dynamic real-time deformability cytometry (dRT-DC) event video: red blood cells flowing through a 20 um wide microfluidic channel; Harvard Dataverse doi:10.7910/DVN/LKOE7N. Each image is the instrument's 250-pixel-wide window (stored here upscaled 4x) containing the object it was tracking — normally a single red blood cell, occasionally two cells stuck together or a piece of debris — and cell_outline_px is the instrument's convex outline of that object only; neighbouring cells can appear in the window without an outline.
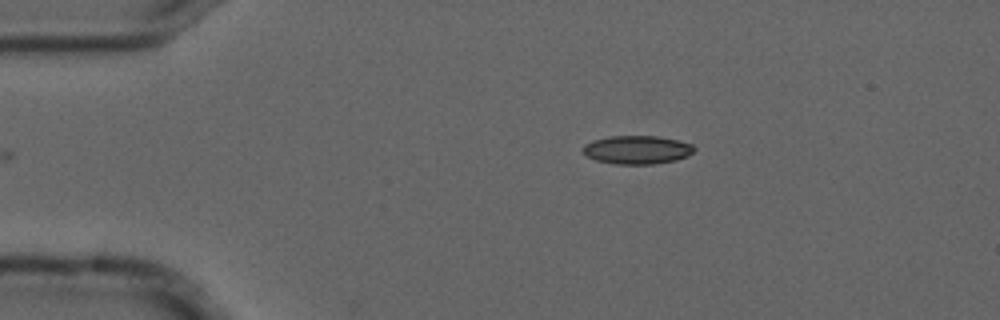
{"species": "common noctule bat (a hibernating species)", "species_latin": "Nyctalus noctula", "temperature_condition": "cold", "stored_images_in_passage": 3, "camera_frame_rate_fps": 3000, "um_per_image_px": 0.085, "animal": {"sex": "male", "forearm_length_mm": 52.5}, "frame": {"image": 1, "passage_image": 3, "time_ms": 0.667, "image_size_px": [1000, 320], "cell_outline_px": [[696, 148], [688, 156], [676, 160], [652, 164], [616, 164], [596, 160], [588, 156], [584, 152], [584, 144], [592, 140], [612, 136], [660, 136], [692, 144]], "centroid_in_image_um": [54.17, 12.73], "position_along_channel_um": 30.8, "area_um2": 18.32}}